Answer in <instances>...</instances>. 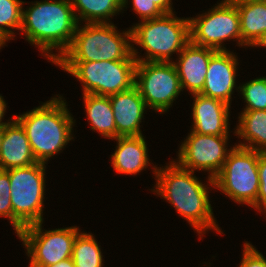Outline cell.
<instances>
[{
  "label": "cell",
  "instance_id": "obj_5",
  "mask_svg": "<svg viewBox=\"0 0 266 267\" xmlns=\"http://www.w3.org/2000/svg\"><path fill=\"white\" fill-rule=\"evenodd\" d=\"M132 42L146 50V58L137 55L132 47V55L137 62H171L173 53H180L190 42L189 18H178L174 13L144 20L131 27ZM137 57V58H136Z\"/></svg>",
  "mask_w": 266,
  "mask_h": 267
},
{
  "label": "cell",
  "instance_id": "obj_26",
  "mask_svg": "<svg viewBox=\"0 0 266 267\" xmlns=\"http://www.w3.org/2000/svg\"><path fill=\"white\" fill-rule=\"evenodd\" d=\"M9 175L6 170L0 169V216L9 218L13 226V211L11 204V188Z\"/></svg>",
  "mask_w": 266,
  "mask_h": 267
},
{
  "label": "cell",
  "instance_id": "obj_12",
  "mask_svg": "<svg viewBox=\"0 0 266 267\" xmlns=\"http://www.w3.org/2000/svg\"><path fill=\"white\" fill-rule=\"evenodd\" d=\"M180 146L177 164L184 169L209 171L208 181L214 185V178L222 170L229 150L226 148L228 136L205 135L190 131Z\"/></svg>",
  "mask_w": 266,
  "mask_h": 267
},
{
  "label": "cell",
  "instance_id": "obj_2",
  "mask_svg": "<svg viewBox=\"0 0 266 267\" xmlns=\"http://www.w3.org/2000/svg\"><path fill=\"white\" fill-rule=\"evenodd\" d=\"M76 14L70 0L37 1L27 10H22L20 31L25 33L29 43L38 46L54 63L73 40L79 24ZM55 48L59 55L51 52Z\"/></svg>",
  "mask_w": 266,
  "mask_h": 267
},
{
  "label": "cell",
  "instance_id": "obj_23",
  "mask_svg": "<svg viewBox=\"0 0 266 267\" xmlns=\"http://www.w3.org/2000/svg\"><path fill=\"white\" fill-rule=\"evenodd\" d=\"M75 267H102L103 256L94 236L78 233L74 241L72 256Z\"/></svg>",
  "mask_w": 266,
  "mask_h": 267
},
{
  "label": "cell",
  "instance_id": "obj_32",
  "mask_svg": "<svg viewBox=\"0 0 266 267\" xmlns=\"http://www.w3.org/2000/svg\"><path fill=\"white\" fill-rule=\"evenodd\" d=\"M3 96L0 95V126H5L8 122H2V119L4 117V113L6 111V103Z\"/></svg>",
  "mask_w": 266,
  "mask_h": 267
},
{
  "label": "cell",
  "instance_id": "obj_22",
  "mask_svg": "<svg viewBox=\"0 0 266 267\" xmlns=\"http://www.w3.org/2000/svg\"><path fill=\"white\" fill-rule=\"evenodd\" d=\"M74 13L79 23H108L112 16L123 10L122 0H70ZM110 17V18H109ZM107 19V20H106Z\"/></svg>",
  "mask_w": 266,
  "mask_h": 267
},
{
  "label": "cell",
  "instance_id": "obj_21",
  "mask_svg": "<svg viewBox=\"0 0 266 267\" xmlns=\"http://www.w3.org/2000/svg\"><path fill=\"white\" fill-rule=\"evenodd\" d=\"M234 133L247 142L237 146L266 152V110L243 111Z\"/></svg>",
  "mask_w": 266,
  "mask_h": 267
},
{
  "label": "cell",
  "instance_id": "obj_6",
  "mask_svg": "<svg viewBox=\"0 0 266 267\" xmlns=\"http://www.w3.org/2000/svg\"><path fill=\"white\" fill-rule=\"evenodd\" d=\"M82 82L83 94L110 96L135 86L136 60L55 61Z\"/></svg>",
  "mask_w": 266,
  "mask_h": 267
},
{
  "label": "cell",
  "instance_id": "obj_29",
  "mask_svg": "<svg viewBox=\"0 0 266 267\" xmlns=\"http://www.w3.org/2000/svg\"><path fill=\"white\" fill-rule=\"evenodd\" d=\"M243 258L239 267H266V259L250 243H244Z\"/></svg>",
  "mask_w": 266,
  "mask_h": 267
},
{
  "label": "cell",
  "instance_id": "obj_33",
  "mask_svg": "<svg viewBox=\"0 0 266 267\" xmlns=\"http://www.w3.org/2000/svg\"><path fill=\"white\" fill-rule=\"evenodd\" d=\"M254 46L266 47V32H264L262 37L257 41V43Z\"/></svg>",
  "mask_w": 266,
  "mask_h": 267
},
{
  "label": "cell",
  "instance_id": "obj_15",
  "mask_svg": "<svg viewBox=\"0 0 266 267\" xmlns=\"http://www.w3.org/2000/svg\"><path fill=\"white\" fill-rule=\"evenodd\" d=\"M216 52L215 49L197 46L191 42L183 48L178 62L173 61L182 89L188 88L191 94H199L202 91L210 58Z\"/></svg>",
  "mask_w": 266,
  "mask_h": 267
},
{
  "label": "cell",
  "instance_id": "obj_20",
  "mask_svg": "<svg viewBox=\"0 0 266 267\" xmlns=\"http://www.w3.org/2000/svg\"><path fill=\"white\" fill-rule=\"evenodd\" d=\"M86 114L92 130L106 138H117L114 114L109 96L83 94Z\"/></svg>",
  "mask_w": 266,
  "mask_h": 267
},
{
  "label": "cell",
  "instance_id": "obj_24",
  "mask_svg": "<svg viewBox=\"0 0 266 267\" xmlns=\"http://www.w3.org/2000/svg\"><path fill=\"white\" fill-rule=\"evenodd\" d=\"M22 4L21 0H0V38L4 42L14 38L13 29L21 28Z\"/></svg>",
  "mask_w": 266,
  "mask_h": 267
},
{
  "label": "cell",
  "instance_id": "obj_18",
  "mask_svg": "<svg viewBox=\"0 0 266 267\" xmlns=\"http://www.w3.org/2000/svg\"><path fill=\"white\" fill-rule=\"evenodd\" d=\"M116 150L111 156L112 165L117 173L137 174L148 166L147 145L142 136H120L115 138Z\"/></svg>",
  "mask_w": 266,
  "mask_h": 267
},
{
  "label": "cell",
  "instance_id": "obj_35",
  "mask_svg": "<svg viewBox=\"0 0 266 267\" xmlns=\"http://www.w3.org/2000/svg\"><path fill=\"white\" fill-rule=\"evenodd\" d=\"M5 126H0V148H1V140L4 134Z\"/></svg>",
  "mask_w": 266,
  "mask_h": 267
},
{
  "label": "cell",
  "instance_id": "obj_13",
  "mask_svg": "<svg viewBox=\"0 0 266 267\" xmlns=\"http://www.w3.org/2000/svg\"><path fill=\"white\" fill-rule=\"evenodd\" d=\"M237 58L232 52L217 51L209 61L205 84L199 93L209 98H216L230 105L231 95L236 86Z\"/></svg>",
  "mask_w": 266,
  "mask_h": 267
},
{
  "label": "cell",
  "instance_id": "obj_27",
  "mask_svg": "<svg viewBox=\"0 0 266 267\" xmlns=\"http://www.w3.org/2000/svg\"><path fill=\"white\" fill-rule=\"evenodd\" d=\"M128 0H122V7H126ZM133 9L141 19L150 20L163 16L165 13L154 3L153 0H132Z\"/></svg>",
  "mask_w": 266,
  "mask_h": 267
},
{
  "label": "cell",
  "instance_id": "obj_3",
  "mask_svg": "<svg viewBox=\"0 0 266 267\" xmlns=\"http://www.w3.org/2000/svg\"><path fill=\"white\" fill-rule=\"evenodd\" d=\"M64 101L60 96L54 97L25 114L14 116L25 130L37 162L46 163L73 138L74 120Z\"/></svg>",
  "mask_w": 266,
  "mask_h": 267
},
{
  "label": "cell",
  "instance_id": "obj_28",
  "mask_svg": "<svg viewBox=\"0 0 266 267\" xmlns=\"http://www.w3.org/2000/svg\"><path fill=\"white\" fill-rule=\"evenodd\" d=\"M258 175L260 185L257 196V210L261 211L262 209L266 213V152H259Z\"/></svg>",
  "mask_w": 266,
  "mask_h": 267
},
{
  "label": "cell",
  "instance_id": "obj_16",
  "mask_svg": "<svg viewBox=\"0 0 266 267\" xmlns=\"http://www.w3.org/2000/svg\"><path fill=\"white\" fill-rule=\"evenodd\" d=\"M117 137L142 136L140 123L147 105L136 86L109 96Z\"/></svg>",
  "mask_w": 266,
  "mask_h": 267
},
{
  "label": "cell",
  "instance_id": "obj_7",
  "mask_svg": "<svg viewBox=\"0 0 266 267\" xmlns=\"http://www.w3.org/2000/svg\"><path fill=\"white\" fill-rule=\"evenodd\" d=\"M45 164L6 170L11 188L13 227L17 235L27 226L43 222Z\"/></svg>",
  "mask_w": 266,
  "mask_h": 267
},
{
  "label": "cell",
  "instance_id": "obj_9",
  "mask_svg": "<svg viewBox=\"0 0 266 267\" xmlns=\"http://www.w3.org/2000/svg\"><path fill=\"white\" fill-rule=\"evenodd\" d=\"M190 42L217 51H226L223 41L230 38L241 45L240 16L237 7L229 0H222L208 13L189 19Z\"/></svg>",
  "mask_w": 266,
  "mask_h": 267
},
{
  "label": "cell",
  "instance_id": "obj_34",
  "mask_svg": "<svg viewBox=\"0 0 266 267\" xmlns=\"http://www.w3.org/2000/svg\"><path fill=\"white\" fill-rule=\"evenodd\" d=\"M232 3H249V2H257V1H265V0H229Z\"/></svg>",
  "mask_w": 266,
  "mask_h": 267
},
{
  "label": "cell",
  "instance_id": "obj_17",
  "mask_svg": "<svg viewBox=\"0 0 266 267\" xmlns=\"http://www.w3.org/2000/svg\"><path fill=\"white\" fill-rule=\"evenodd\" d=\"M36 162L25 130L13 117V120L5 125L1 140L0 169L27 167Z\"/></svg>",
  "mask_w": 266,
  "mask_h": 267
},
{
  "label": "cell",
  "instance_id": "obj_10",
  "mask_svg": "<svg viewBox=\"0 0 266 267\" xmlns=\"http://www.w3.org/2000/svg\"><path fill=\"white\" fill-rule=\"evenodd\" d=\"M135 86L147 107L160 113L167 111L183 91L172 60L171 62H137Z\"/></svg>",
  "mask_w": 266,
  "mask_h": 267
},
{
  "label": "cell",
  "instance_id": "obj_30",
  "mask_svg": "<svg viewBox=\"0 0 266 267\" xmlns=\"http://www.w3.org/2000/svg\"><path fill=\"white\" fill-rule=\"evenodd\" d=\"M154 3L165 13H173L171 0H153Z\"/></svg>",
  "mask_w": 266,
  "mask_h": 267
},
{
  "label": "cell",
  "instance_id": "obj_14",
  "mask_svg": "<svg viewBox=\"0 0 266 267\" xmlns=\"http://www.w3.org/2000/svg\"><path fill=\"white\" fill-rule=\"evenodd\" d=\"M194 103L192 107L193 132L229 136L230 105L216 98H209L201 94H192Z\"/></svg>",
  "mask_w": 266,
  "mask_h": 267
},
{
  "label": "cell",
  "instance_id": "obj_31",
  "mask_svg": "<svg viewBox=\"0 0 266 267\" xmlns=\"http://www.w3.org/2000/svg\"><path fill=\"white\" fill-rule=\"evenodd\" d=\"M45 267H75L74 261L72 258L61 260L60 262L54 264V265H48Z\"/></svg>",
  "mask_w": 266,
  "mask_h": 267
},
{
  "label": "cell",
  "instance_id": "obj_25",
  "mask_svg": "<svg viewBox=\"0 0 266 267\" xmlns=\"http://www.w3.org/2000/svg\"><path fill=\"white\" fill-rule=\"evenodd\" d=\"M246 102L243 111L266 110V77L253 79L239 86Z\"/></svg>",
  "mask_w": 266,
  "mask_h": 267
},
{
  "label": "cell",
  "instance_id": "obj_4",
  "mask_svg": "<svg viewBox=\"0 0 266 267\" xmlns=\"http://www.w3.org/2000/svg\"><path fill=\"white\" fill-rule=\"evenodd\" d=\"M78 25L68 49L56 61L136 60L132 55L131 28L123 33L110 23Z\"/></svg>",
  "mask_w": 266,
  "mask_h": 267
},
{
  "label": "cell",
  "instance_id": "obj_8",
  "mask_svg": "<svg viewBox=\"0 0 266 267\" xmlns=\"http://www.w3.org/2000/svg\"><path fill=\"white\" fill-rule=\"evenodd\" d=\"M258 158V151L235 145L229 152L222 170L214 178V187L235 203L247 204L257 209L260 185Z\"/></svg>",
  "mask_w": 266,
  "mask_h": 267
},
{
  "label": "cell",
  "instance_id": "obj_19",
  "mask_svg": "<svg viewBox=\"0 0 266 267\" xmlns=\"http://www.w3.org/2000/svg\"><path fill=\"white\" fill-rule=\"evenodd\" d=\"M240 16L241 46H253L266 32V0L234 3Z\"/></svg>",
  "mask_w": 266,
  "mask_h": 267
},
{
  "label": "cell",
  "instance_id": "obj_1",
  "mask_svg": "<svg viewBox=\"0 0 266 267\" xmlns=\"http://www.w3.org/2000/svg\"><path fill=\"white\" fill-rule=\"evenodd\" d=\"M172 162L165 168L154 167L157 182L153 191L171 203L197 233L202 235L209 229L222 233L213 216L208 187L193 175V171Z\"/></svg>",
  "mask_w": 266,
  "mask_h": 267
},
{
  "label": "cell",
  "instance_id": "obj_36",
  "mask_svg": "<svg viewBox=\"0 0 266 267\" xmlns=\"http://www.w3.org/2000/svg\"><path fill=\"white\" fill-rule=\"evenodd\" d=\"M5 45V42L0 38V48Z\"/></svg>",
  "mask_w": 266,
  "mask_h": 267
},
{
  "label": "cell",
  "instance_id": "obj_11",
  "mask_svg": "<svg viewBox=\"0 0 266 267\" xmlns=\"http://www.w3.org/2000/svg\"><path fill=\"white\" fill-rule=\"evenodd\" d=\"M39 222L25 227L17 236L23 241L30 259L29 267H45L71 258L78 227L43 232Z\"/></svg>",
  "mask_w": 266,
  "mask_h": 267
}]
</instances>
